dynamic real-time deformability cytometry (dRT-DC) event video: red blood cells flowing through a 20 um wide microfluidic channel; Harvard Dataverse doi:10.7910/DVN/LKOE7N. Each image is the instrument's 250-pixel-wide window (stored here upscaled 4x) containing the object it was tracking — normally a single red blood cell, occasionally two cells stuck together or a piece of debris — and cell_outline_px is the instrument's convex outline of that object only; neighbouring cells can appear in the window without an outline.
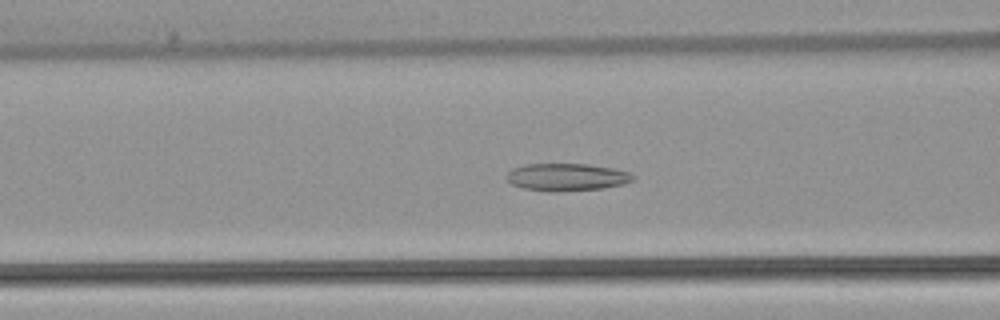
{"species": "common noctule bat (a hibernating species)", "species_latin": "Nyctalus noctula", "temperature_condition": "warm", "stored_images_in_passage": 40, "camera_frame_rate_fps": 3000, "um_per_image_px": 0.085, "animal": {"sex": "female", "body_mass_g": 22.7, "forearm_length_mm": 54.2}, "frame": {"image": 1, "passage_image": 18, "time_ms": 5.667, "image_size_px": [1000, 320], "cell_outline_px": [[636, 176], [632, 180], [624, 184], [604, 188], [556, 192], [548, 192], [524, 188], [512, 184], [508, 180], [508, 172], [512, 168], [524, 164], [588, 164], [612, 168], [628, 172]], "centroid_in_image_um": [48.18, 15.06], "position_along_channel_um": 118.4, "area_um2": 20.23}}
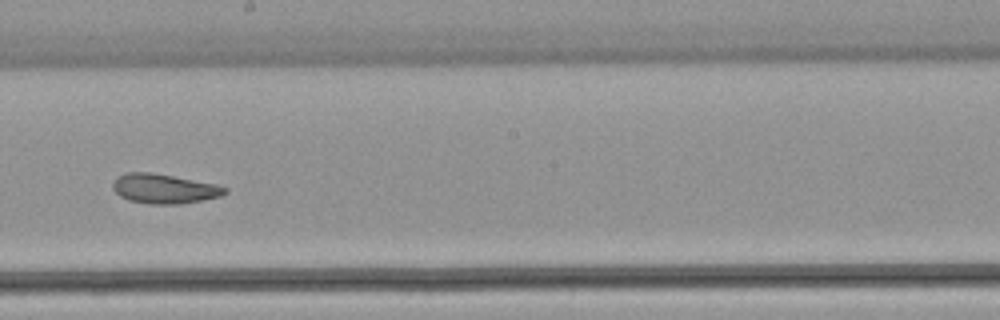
{"frame": {"image": 2, "passage_image": 27, "time_ms": 8.667, "image_size_px": [1000, 320], "cell_outline_px": [[228, 192], [220, 196], [180, 204], [148, 204], [128, 200], [120, 196], [112, 188], [112, 184], [116, 176], [128, 172], [152, 172], [216, 184], [228, 188]], "centroid_in_image_um": [13.92, 16.03], "position_along_channel_um": 234.3, "area_um2": 19.36}}
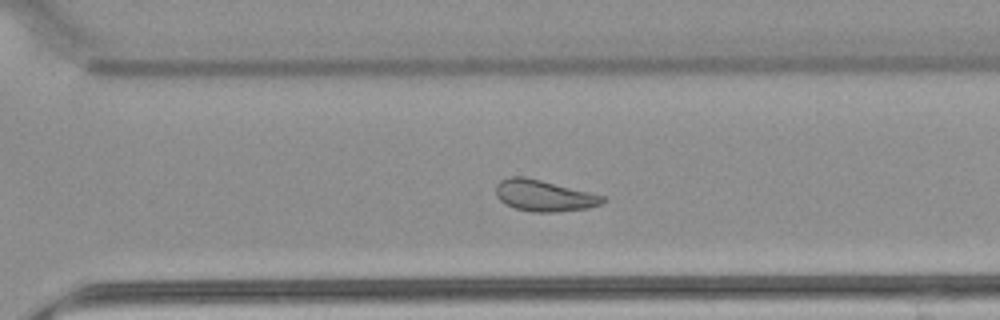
{"frame": {"image": 3, "passage_image": 34, "time_ms": 11.0, "image_size_px": [1000, 320], "cell_outline_px": [[604, 200], [600, 204], [588, 208], [556, 212], [532, 212], [516, 208], [504, 204], [496, 196], [496, 184], [500, 180], [508, 176], [524, 176], [592, 192], [604, 196]], "centroid_in_image_um": [46.21, 16.62], "position_along_channel_um": 324.4, "area_um2": 19.59}, "authors_computed_cell_mechanics": {"area_um2": 20.1722, "velocity_mm_per_s": 3.8681, "shape_relaxation_time_tau1_ms": null, "shape_relaxation_time_tau2_ms": 3.511, "deformation_change_tau1": null, "deformation_change_tau2": 0.0863}}